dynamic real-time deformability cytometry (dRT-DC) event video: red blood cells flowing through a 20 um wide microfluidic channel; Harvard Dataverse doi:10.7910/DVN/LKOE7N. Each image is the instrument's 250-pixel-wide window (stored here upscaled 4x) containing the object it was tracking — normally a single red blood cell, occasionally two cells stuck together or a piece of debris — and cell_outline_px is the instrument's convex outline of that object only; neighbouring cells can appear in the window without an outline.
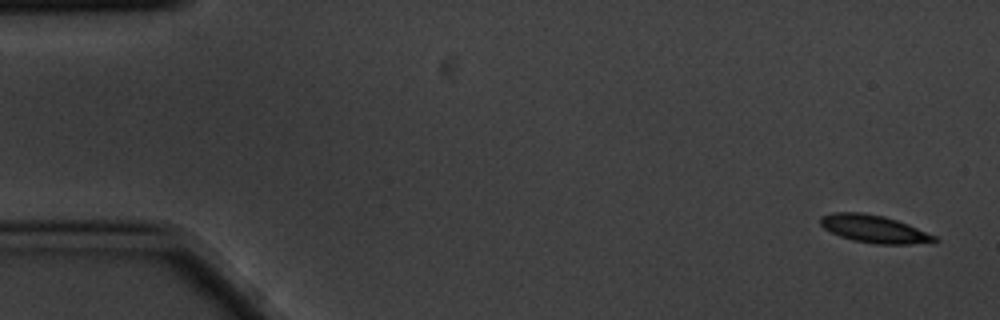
{"species": "common noctule bat (a hibernating species)", "species_latin": "Nyctalus noctula", "temperature_condition": "cold", "stored_images_in_passage": 5, "camera_frame_rate_fps": 3000, "um_per_image_px": 0.085, "animal": {"sex": "male", "body_mass_g": 20.1, "forearm_length_mm": 53.5}, "frame": {"image": 1, "passage_image": 1, "time_ms": 0.0, "image_size_px": [1000, 320], "cell_outline_px": [[940, 240], [908, 244], [876, 244], [852, 240], [840, 236], [824, 228], [820, 224], [820, 216], [832, 212], [860, 212], [884, 216], [908, 224], [936, 236]], "centroid_in_image_um": [74.26, 19.45], "position_along_channel_um": 10.7, "area_um2": 18.21}}
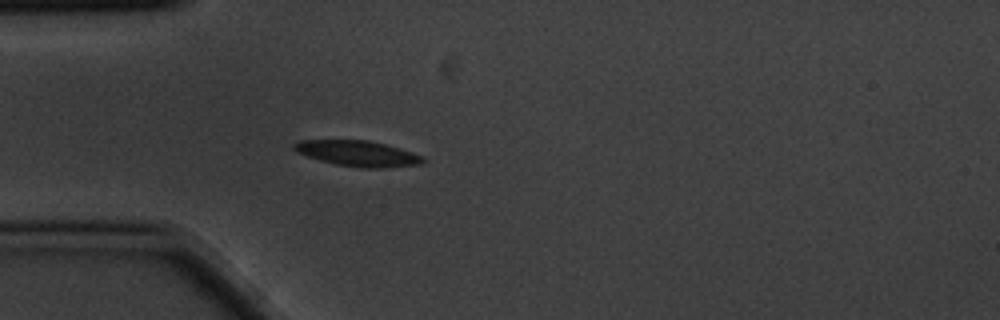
{"frame": {"image": 2, "passage_image": 5, "time_ms": 1.333, "image_size_px": [1000, 320], "cell_outline_px": [[424, 160], [420, 164], [384, 168], [360, 168], [336, 164], [320, 160], [296, 152], [292, 148], [292, 144], [300, 140], [368, 140], [400, 148], [420, 156]], "centroid_in_image_um": [30.35, 13.04], "position_along_channel_um": 54.6, "area_um2": 19.07}}